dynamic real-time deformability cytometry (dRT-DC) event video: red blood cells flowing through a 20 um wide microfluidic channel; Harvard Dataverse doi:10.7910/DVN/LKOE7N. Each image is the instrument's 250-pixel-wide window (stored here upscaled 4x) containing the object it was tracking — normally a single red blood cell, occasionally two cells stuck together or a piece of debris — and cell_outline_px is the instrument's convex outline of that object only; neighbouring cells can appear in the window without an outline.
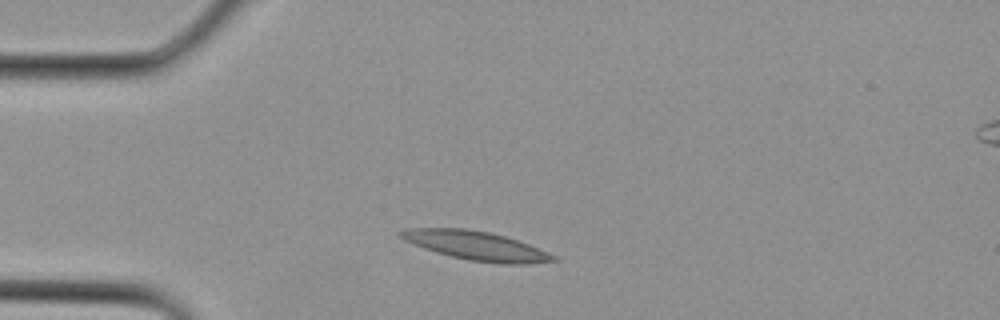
{"species": "Egyptian fruit bat (a non-hibernating species)", "species_latin": "Rousettus aegyptiacus", "temperature_condition": "cold", "stored_images_in_passage": 18, "camera_frame_rate_fps": 3000, "um_per_image_px": 0.085, "animal": {"sex": "female"}, "frame": {"image": 1, "passage_image": 3, "time_ms": 0.667, "image_size_px": [1000, 320], "cell_outline_px": [[560, 260], [528, 264], [500, 264], [468, 260], [436, 252], [424, 248], [404, 240], [396, 232], [408, 228], [464, 228], [488, 232], [504, 236], [528, 244], [548, 252], [556, 256]], "centroid_in_image_um": [40.48, 20.89], "position_along_channel_um": 44.5, "area_um2": 25.61}}
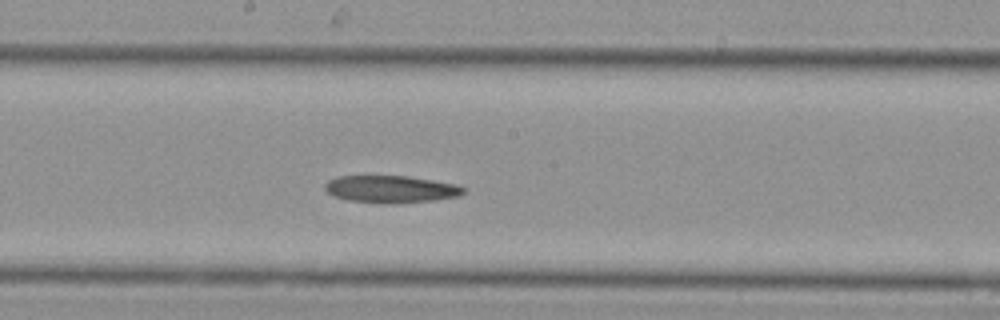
{"frame": {"image": 2, "passage_image": 12, "time_ms": 3.667, "image_size_px": [1000, 320], "cell_outline_px": [[464, 192], [456, 196], [432, 200], [348, 200], [332, 196], [324, 188], [324, 184], [328, 180], [336, 176], [368, 172], [408, 176], [460, 184], [464, 188]], "centroid_in_image_um": [33.12, 15.95], "position_along_channel_um": 215.1, "area_um2": 21.85}}
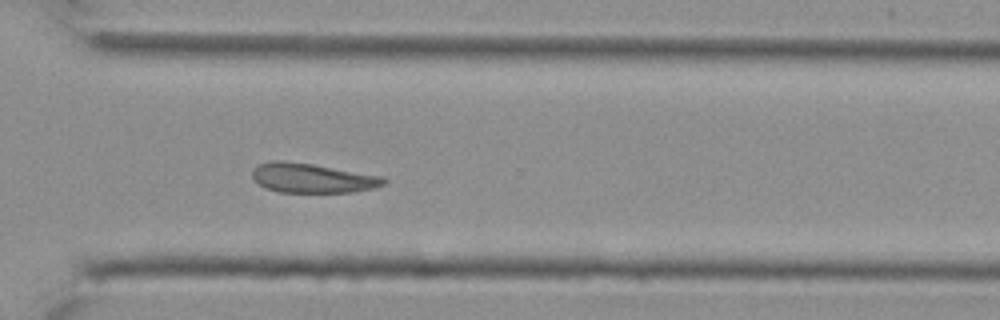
{"frame": {"image": 3, "passage_image": 18, "time_ms": 5.667, "image_size_px": [1000, 320], "cell_outline_px": [[388, 180], [384, 184], [372, 188], [352, 192], [280, 192], [268, 188], [260, 184], [252, 176], [252, 172], [260, 164], [272, 160], [284, 160], [312, 164], [384, 176]], "centroid_in_image_um": [26.59, 15.13], "position_along_channel_um": 344.0, "area_um2": 22.37}}